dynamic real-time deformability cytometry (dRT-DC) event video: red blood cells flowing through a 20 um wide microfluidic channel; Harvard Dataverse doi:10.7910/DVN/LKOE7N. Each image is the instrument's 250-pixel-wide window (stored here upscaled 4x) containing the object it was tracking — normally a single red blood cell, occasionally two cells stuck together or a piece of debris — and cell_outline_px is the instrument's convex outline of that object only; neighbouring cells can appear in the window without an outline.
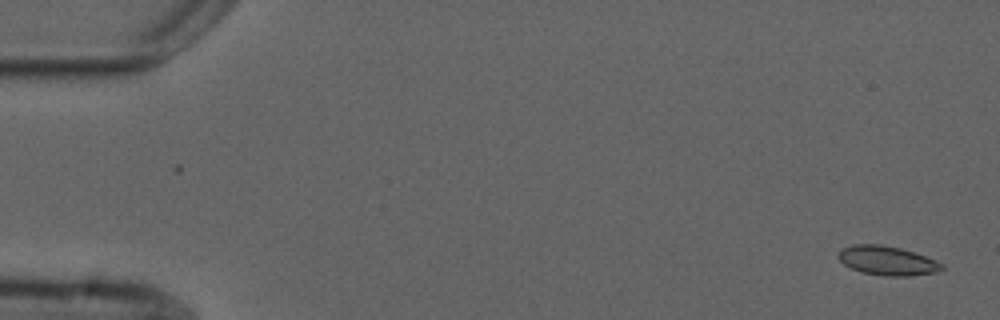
{"species": "common noctule bat (a hibernating species)", "species_latin": "Nyctalus noctula", "temperature_condition": "cold", "stored_images_in_passage": 2, "camera_frame_rate_fps": 3000, "um_per_image_px": 0.085, "animal": {"sex": "male", "forearm_length_mm": 52.5}, "frame": {"image": 1, "passage_image": 2, "time_ms": 1.333, "image_size_px": [1000, 320], "cell_outline_px": [[944, 268], [936, 272], [908, 276], [884, 276], [864, 272], [852, 268], [844, 264], [836, 256], [844, 248], [852, 244], [880, 244], [900, 248], [936, 260], [944, 264]], "centroid_in_image_um": [75.43, 22.15], "position_along_channel_um": 9.6, "area_um2": 17.4}}